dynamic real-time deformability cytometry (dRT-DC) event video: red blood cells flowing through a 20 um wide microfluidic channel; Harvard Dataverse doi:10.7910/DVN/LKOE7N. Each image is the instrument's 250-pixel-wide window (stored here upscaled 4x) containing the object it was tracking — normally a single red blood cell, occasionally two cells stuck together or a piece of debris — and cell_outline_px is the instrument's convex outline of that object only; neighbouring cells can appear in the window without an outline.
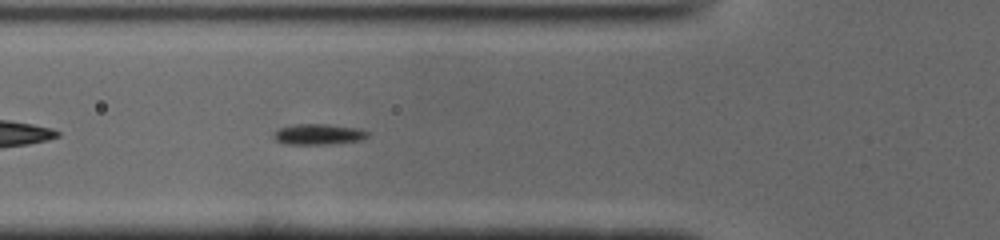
{"species": "common noctule bat (a hibernating species)", "species_latin": "Nyctalus noctula", "temperature_condition": "cold", "stored_images_in_passage": 41, "camera_frame_rate_fps": 3000, "um_per_image_px": 0.085, "animal": {"sex": "male", "body_mass_g": 19.0, "forearm_length_mm": 50.8}, "frame": {"image": 1, "passage_image": 6, "time_ms": 1.667, "image_size_px": [1000, 240], "cell_outline_px": [[368, 136], [360, 140], [328, 144], [284, 144], [276, 140], [272, 136], [280, 128], [296, 124], [328, 124], [360, 128], [368, 132]], "centroid_in_image_um": [27.08, 11.41], "position_along_channel_um": 98.7, "area_um2": 11.27}}
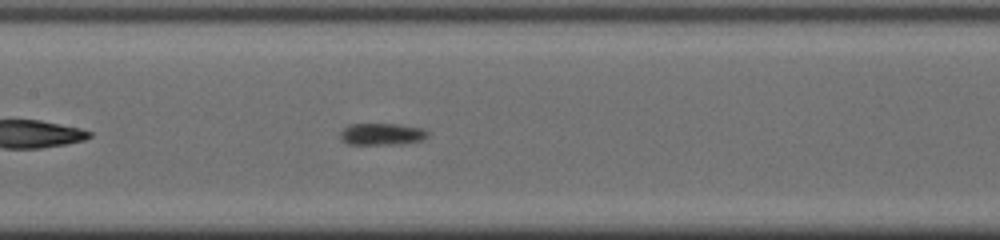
{"frame": {"image": 2, "passage_image": 12, "time_ms": 3.667, "image_size_px": [1000, 240], "cell_outline_px": [[428, 136], [424, 140], [400, 144], [348, 144], [340, 140], [340, 132], [348, 124], [396, 124], [424, 128], [428, 132]], "centroid_in_image_um": [32.46, 11.4], "position_along_channel_um": 174.9, "area_um2": 11.27}}
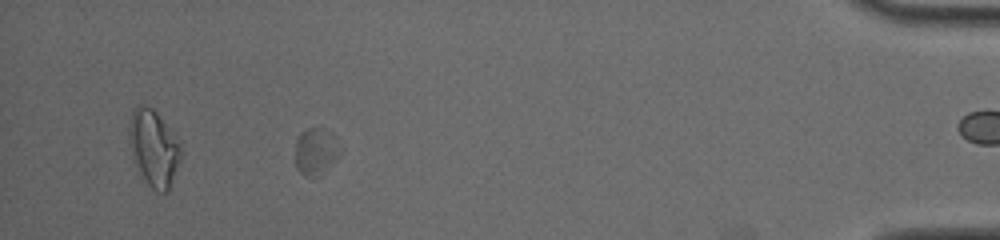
{"frame": {"image": 3, "passage_image": 35, "time_ms": 11.333, "image_size_px": [1000, 240], "cell_outline_px": [[344, 152], [320, 176], [308, 176], [300, 172], [296, 168], [296, 136], [300, 132], [308, 128], [324, 128], [332, 132], [336, 136], [344, 148]], "centroid_in_image_um": [26.92, 12.83], "position_along_channel_um": 408.3, "area_um2": 12.89}, "authors_computed_cell_mechanics": {"area_um2": 11.2132, "velocity_mm_per_s": 3.824, "shape_relaxation_time_tau1_ms": 1.8082, "shape_relaxation_time_tau2_ms": null, "deformation_change_tau1": 0.0766, "deformation_change_tau2": null}}